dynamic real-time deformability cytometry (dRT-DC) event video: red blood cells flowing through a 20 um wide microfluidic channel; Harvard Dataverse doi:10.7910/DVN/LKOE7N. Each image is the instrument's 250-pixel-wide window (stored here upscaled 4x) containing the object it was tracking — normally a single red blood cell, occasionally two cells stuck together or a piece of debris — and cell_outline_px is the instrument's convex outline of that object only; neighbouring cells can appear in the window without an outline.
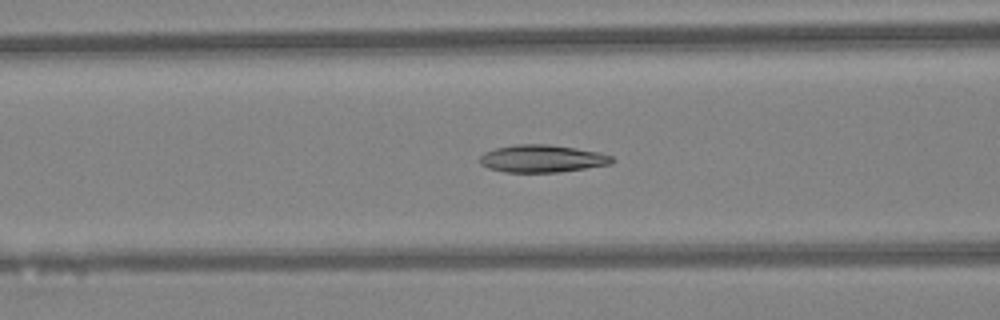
{"species": "Egyptian fruit bat (a non-hibernating species)", "species_latin": "Rousettus aegyptiacus", "temperature_condition": "warm", "stored_images_in_passage": 44, "camera_frame_rate_fps": 3000, "um_per_image_px": 0.085, "animal": {"sex": "female"}, "frame": {"image": 1, "passage_image": 16, "time_ms": 5.0, "image_size_px": [1000, 320], "cell_outline_px": [[616, 160], [612, 164], [560, 172], [504, 172], [488, 168], [480, 164], [480, 156], [484, 152], [496, 148], [516, 144], [548, 144], [576, 148], [600, 152], [612, 156]], "centroid_in_image_um": [46.1, 13.48], "position_along_channel_um": 120.5, "area_um2": 21.33}}
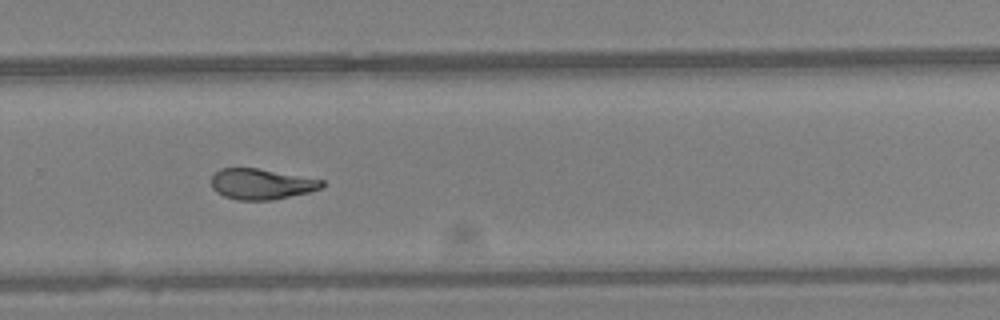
{"frame": {"image": 2, "passage_image": 29, "time_ms": 9.333, "image_size_px": [1000, 320], "cell_outline_px": [[324, 188], [308, 192], [272, 200], [236, 200], [224, 196], [216, 192], [212, 188], [212, 176], [220, 168], [256, 168], [324, 180]], "centroid_in_image_um": [22.21, 15.65], "position_along_channel_um": 307.6, "area_um2": 19.71}}
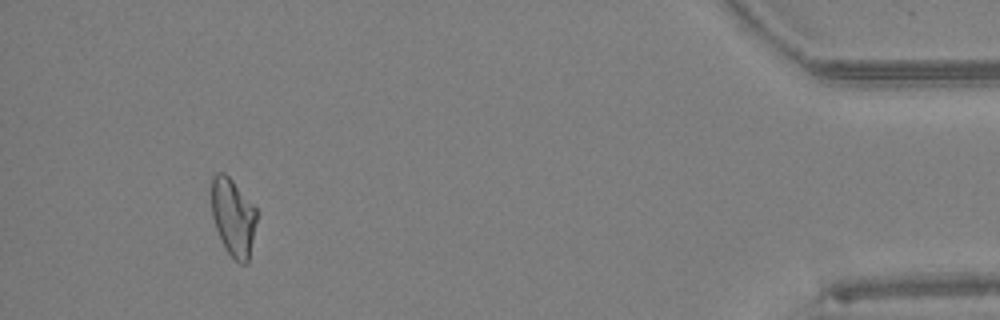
{"frame": {"image": 3, "passage_image": 41, "time_ms": 13.333, "image_size_px": [1000, 320], "cell_outline_px": [[256, 220], [248, 264], [240, 264], [228, 252], [216, 228], [212, 216], [212, 176], [216, 172], [224, 172], [232, 180], [256, 208]], "centroid_in_image_um": [19.82, 18.44], "position_along_channel_um": 415.4, "area_um2": 20.06}, "authors_computed_cell_mechanics": {"area_um2": 20.9236, "velocity_mm_per_s": 4.3393, "shape_relaxation_time_tau1_ms": null, "shape_relaxation_time_tau2_ms": 3.7851, "deformation_change_tau1": null, "deformation_change_tau2": 0.1022}}